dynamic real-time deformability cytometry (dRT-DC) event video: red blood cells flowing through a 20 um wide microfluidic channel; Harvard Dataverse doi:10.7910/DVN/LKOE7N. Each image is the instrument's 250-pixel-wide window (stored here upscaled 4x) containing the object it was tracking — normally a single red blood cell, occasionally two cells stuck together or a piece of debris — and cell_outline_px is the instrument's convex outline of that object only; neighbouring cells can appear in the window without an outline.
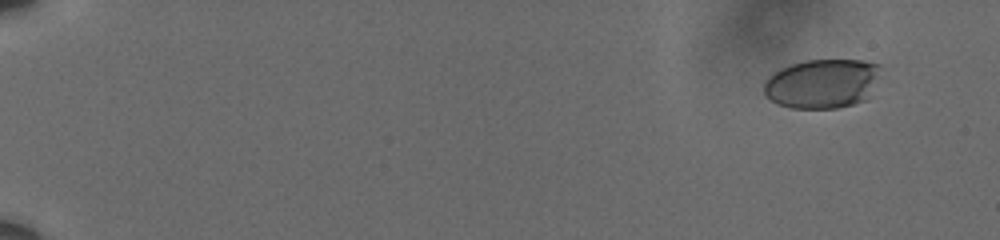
{"species": "human", "species_latin": "Homo sapiens", "temperature_condition": "cold", "stored_images_in_passage": 60, "camera_frame_rate_fps": 3000, "um_per_image_px": 0.085, "donor": {"sex": "male"}, "frame": {"image": 1, "passage_image": 6, "time_ms": 1.667, "image_size_px": [1000, 240], "cell_outline_px": [[880, 68], [868, 100], [840, 108], [792, 108], [780, 104], [764, 96], [764, 80], [768, 76], [780, 68], [804, 60], [864, 60], [880, 64]], "centroid_in_image_um": [69.88, 7.1], "position_along_channel_um": 15.1, "area_um2": 33.76}}
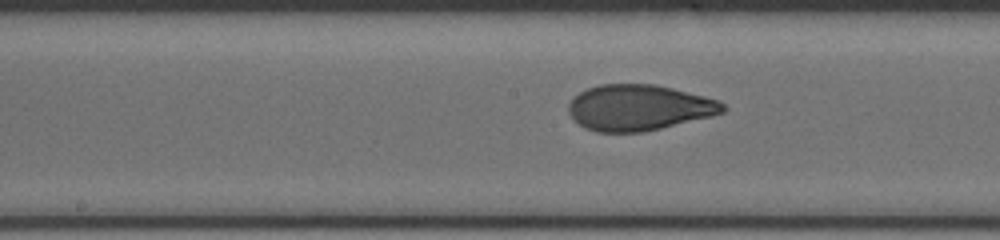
{"frame": {"image": 2, "passage_image": 36, "time_ms": 11.667, "image_size_px": [1000, 240], "cell_outline_px": [[728, 108], [724, 112], [712, 116], [644, 132], [596, 132], [584, 128], [568, 112], [568, 104], [580, 92], [588, 88], [600, 84], [652, 84], [672, 88], [720, 100]], "centroid_in_image_um": [54.33, 9.15], "position_along_channel_um": 193.9, "area_um2": 41.15}}
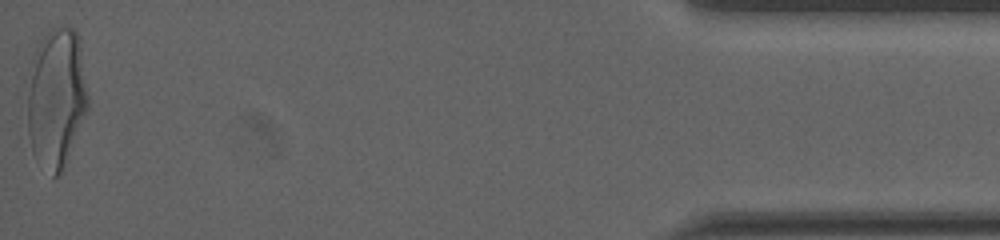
{"frame": {"image": 3, "passage_image": 60, "time_ms": 19.667, "image_size_px": [1000, 240], "cell_outline_px": [[88, 108], [68, 160], [60, 172], [56, 176], [52, 176], [36, 160], [32, 152], [28, 132], [28, 92], [36, 48], [48, 28], [76, 28], [80, 48], [88, 96]], "centroid_in_image_um": [4.8, 8.36], "position_along_channel_um": 430.4, "area_um2": 48.84}, "authors_computed_cell_mechanics": {"area_um2": 40.5756, "velocity_mm_per_s": 3.6209, "shape_relaxation_time_tau1_ms": 5.518, "shape_relaxation_time_tau2_ms": 0.9388, "deformation_change_tau1": 0.2126, "deformation_change_tau2": 0.0682}}